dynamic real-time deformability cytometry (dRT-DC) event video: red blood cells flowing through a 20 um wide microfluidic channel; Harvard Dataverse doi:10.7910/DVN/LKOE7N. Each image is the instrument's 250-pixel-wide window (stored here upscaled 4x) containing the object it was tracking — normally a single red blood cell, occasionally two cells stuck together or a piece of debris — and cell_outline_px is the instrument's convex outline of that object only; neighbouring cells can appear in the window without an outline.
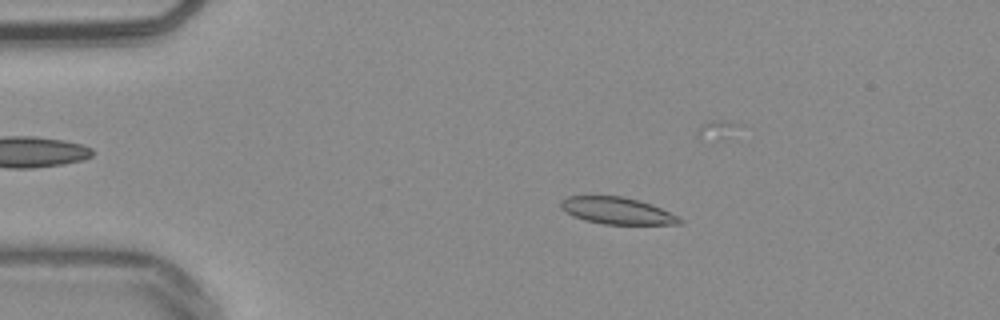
{"species": "common noctule bat (a hibernating species)", "species_latin": "Nyctalus noctula", "temperature_condition": "warm", "stored_images_in_passage": 41, "camera_frame_rate_fps": 3000, "um_per_image_px": 0.085, "animal": {"sex": "male", "body_mass_g": 20.4}, "frame": {"image": 1, "passage_image": 10, "time_ms": 3.0, "image_size_px": [1000, 320], "cell_outline_px": [[684, 220], [680, 224], [604, 224], [584, 220], [572, 216], [564, 212], [560, 208], [560, 200], [568, 196], [624, 196], [652, 204]], "centroid_in_image_um": [52.39, 17.91], "position_along_channel_um": 32.6, "area_um2": 18.61}}
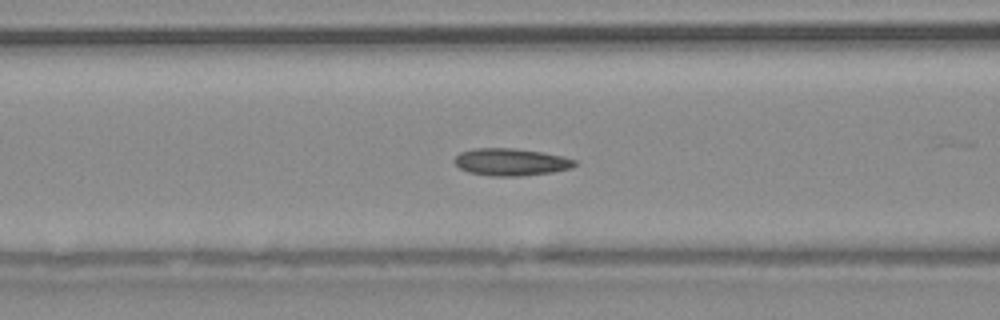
{"frame": {"image": 2, "passage_image": 21, "time_ms": 6.667, "image_size_px": [1000, 320], "cell_outline_px": [[576, 164], [572, 168], [552, 172], [520, 176], [492, 176], [468, 172], [460, 168], [452, 160], [460, 152], [476, 148], [512, 148], [544, 152], [576, 160]], "centroid_in_image_um": [43.41, 13.77], "position_along_channel_um": 123.2, "area_um2": 19.07}}
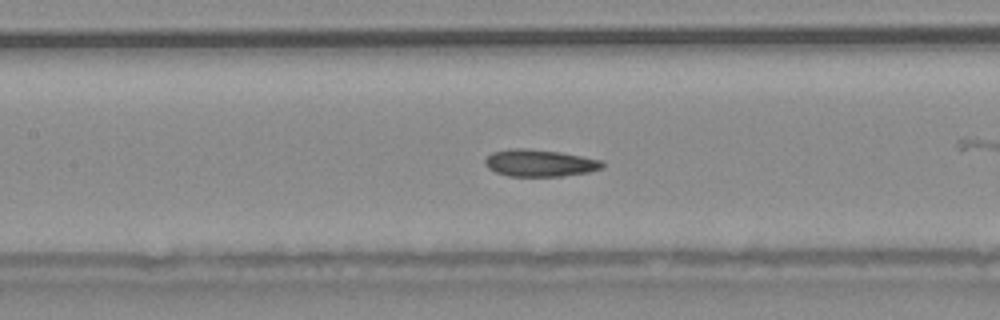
{"frame": {"image": 3, "passage_image": 24, "time_ms": 7.667, "image_size_px": [1000, 320], "cell_outline_px": [[604, 168], [588, 172], [560, 176], [508, 176], [496, 172], [488, 168], [484, 164], [484, 160], [492, 152], [508, 148], [528, 148], [560, 152], [604, 160]], "centroid_in_image_um": [45.88, 13.85], "position_along_channel_um": 161.5, "area_um2": 18.67}}